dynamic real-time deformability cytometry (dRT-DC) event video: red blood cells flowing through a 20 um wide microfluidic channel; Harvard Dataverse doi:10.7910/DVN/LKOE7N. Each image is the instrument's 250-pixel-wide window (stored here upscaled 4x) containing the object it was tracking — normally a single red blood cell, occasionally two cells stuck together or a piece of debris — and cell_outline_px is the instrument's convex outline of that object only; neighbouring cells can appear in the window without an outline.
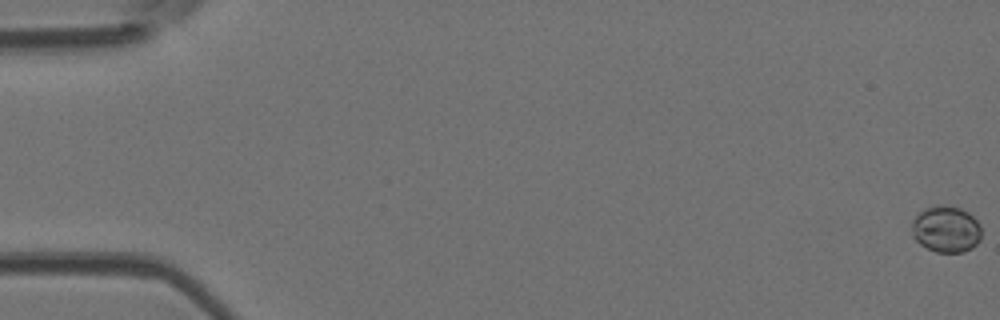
{"species": "Egyptian fruit bat (a non-hibernating species)", "species_latin": "Rousettus aegyptiacus", "temperature_condition": "room temperature", "stored_images_in_passage": 7, "camera_frame_rate_fps": 3000, "um_per_image_px": 0.085, "animal": {"sex": "female"}, "frame": {"image": 1, "passage_image": 1, "time_ms": 0.0, "image_size_px": [1000, 320], "cell_outline_px": [[980, 240], [972, 248], [964, 252], [936, 252], [920, 244], [912, 236], [912, 220], [924, 208], [936, 204], [960, 208], [968, 212], [980, 224]], "centroid_in_image_um": [80.4, 19.48], "position_along_channel_um": 4.6, "area_um2": 18.9}}
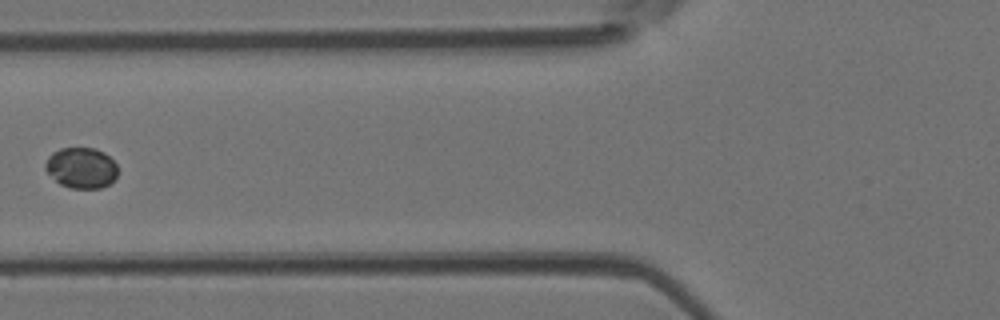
{"frame": {"image": 2, "passage_image": 6, "time_ms": 1.667, "image_size_px": [1000, 320], "cell_outline_px": [[116, 180], [100, 188], [72, 188], [60, 184], [44, 168], [44, 164], [48, 156], [52, 152], [60, 148], [96, 148], [104, 152], [116, 164]], "centroid_in_image_um": [6.9, 14.26], "position_along_channel_um": 118.9, "area_um2": 17.17}}
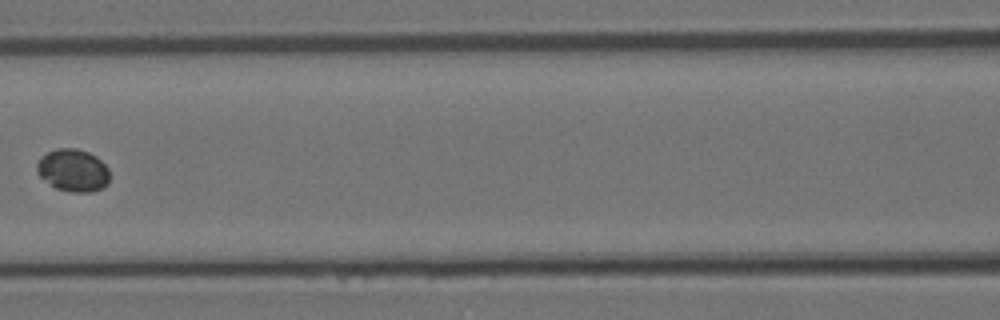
{"frame": {"image": 3, "passage_image": 7, "time_ms": 2.0, "image_size_px": [1000, 320], "cell_outline_px": [[108, 184], [104, 188], [92, 192], [72, 192], [56, 188], [40, 176], [36, 172], [36, 164], [40, 156], [56, 148], [76, 148], [88, 152], [96, 156], [108, 168]], "centroid_in_image_um": [6.2, 14.47], "position_along_channel_um": 160.4, "area_um2": 18.09}}